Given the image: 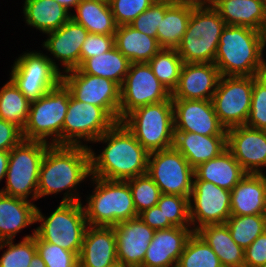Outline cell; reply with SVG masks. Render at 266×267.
I'll return each mask as SVG.
<instances>
[{
  "label": "cell",
  "instance_id": "6da1fadb",
  "mask_svg": "<svg viewBox=\"0 0 266 267\" xmlns=\"http://www.w3.org/2000/svg\"><path fill=\"white\" fill-rule=\"evenodd\" d=\"M94 142L107 146L98 156L89 147L91 176L127 181L147 173L149 152L122 122H116Z\"/></svg>",
  "mask_w": 266,
  "mask_h": 267
},
{
  "label": "cell",
  "instance_id": "7a4b0ae2",
  "mask_svg": "<svg viewBox=\"0 0 266 267\" xmlns=\"http://www.w3.org/2000/svg\"><path fill=\"white\" fill-rule=\"evenodd\" d=\"M87 177H91L87 145H50L39 169L38 199L67 190L61 202H81L79 193L72 192L77 191L75 187Z\"/></svg>",
  "mask_w": 266,
  "mask_h": 267
},
{
  "label": "cell",
  "instance_id": "3957f363",
  "mask_svg": "<svg viewBox=\"0 0 266 267\" xmlns=\"http://www.w3.org/2000/svg\"><path fill=\"white\" fill-rule=\"evenodd\" d=\"M260 31L226 25L219 38L214 64L221 76H258L266 73Z\"/></svg>",
  "mask_w": 266,
  "mask_h": 267
},
{
  "label": "cell",
  "instance_id": "277c9868",
  "mask_svg": "<svg viewBox=\"0 0 266 267\" xmlns=\"http://www.w3.org/2000/svg\"><path fill=\"white\" fill-rule=\"evenodd\" d=\"M91 179L96 187L83 206L88 225L113 227L138 216L127 181Z\"/></svg>",
  "mask_w": 266,
  "mask_h": 267
},
{
  "label": "cell",
  "instance_id": "5b68a950",
  "mask_svg": "<svg viewBox=\"0 0 266 267\" xmlns=\"http://www.w3.org/2000/svg\"><path fill=\"white\" fill-rule=\"evenodd\" d=\"M226 23L213 6H194L187 30L176 48L184 63H214Z\"/></svg>",
  "mask_w": 266,
  "mask_h": 267
},
{
  "label": "cell",
  "instance_id": "8992f818",
  "mask_svg": "<svg viewBox=\"0 0 266 267\" xmlns=\"http://www.w3.org/2000/svg\"><path fill=\"white\" fill-rule=\"evenodd\" d=\"M70 90L61 81L56 87L30 103L26 125L22 131L25 140L62 145V127L69 106ZM51 137L49 142L47 138Z\"/></svg>",
  "mask_w": 266,
  "mask_h": 267
},
{
  "label": "cell",
  "instance_id": "52a82bcc",
  "mask_svg": "<svg viewBox=\"0 0 266 267\" xmlns=\"http://www.w3.org/2000/svg\"><path fill=\"white\" fill-rule=\"evenodd\" d=\"M121 122L149 153L173 147L172 100L138 107L128 113Z\"/></svg>",
  "mask_w": 266,
  "mask_h": 267
},
{
  "label": "cell",
  "instance_id": "ba28073f",
  "mask_svg": "<svg viewBox=\"0 0 266 267\" xmlns=\"http://www.w3.org/2000/svg\"><path fill=\"white\" fill-rule=\"evenodd\" d=\"M49 146L45 142L23 139L13 147L9 151L6 188L0 189V192L25 200L30 195L31 202L37 200L39 169Z\"/></svg>",
  "mask_w": 266,
  "mask_h": 267
},
{
  "label": "cell",
  "instance_id": "9c48e42d",
  "mask_svg": "<svg viewBox=\"0 0 266 267\" xmlns=\"http://www.w3.org/2000/svg\"><path fill=\"white\" fill-rule=\"evenodd\" d=\"M36 222H40V226L35 234L41 240L79 255L88 226L81 202H61L48 217L37 207Z\"/></svg>",
  "mask_w": 266,
  "mask_h": 267
},
{
  "label": "cell",
  "instance_id": "30bf717a",
  "mask_svg": "<svg viewBox=\"0 0 266 267\" xmlns=\"http://www.w3.org/2000/svg\"><path fill=\"white\" fill-rule=\"evenodd\" d=\"M62 73L54 59L33 51L16 59L10 80L32 102L56 87L62 81Z\"/></svg>",
  "mask_w": 266,
  "mask_h": 267
},
{
  "label": "cell",
  "instance_id": "8fae6325",
  "mask_svg": "<svg viewBox=\"0 0 266 267\" xmlns=\"http://www.w3.org/2000/svg\"><path fill=\"white\" fill-rule=\"evenodd\" d=\"M252 89L253 76H221L212 103L226 130L246 124L250 114Z\"/></svg>",
  "mask_w": 266,
  "mask_h": 267
},
{
  "label": "cell",
  "instance_id": "7c38bea8",
  "mask_svg": "<svg viewBox=\"0 0 266 267\" xmlns=\"http://www.w3.org/2000/svg\"><path fill=\"white\" fill-rule=\"evenodd\" d=\"M115 123L102 107L77 101L70 95L62 127V145L84 146L81 139L94 142Z\"/></svg>",
  "mask_w": 266,
  "mask_h": 267
},
{
  "label": "cell",
  "instance_id": "4fadbf2b",
  "mask_svg": "<svg viewBox=\"0 0 266 267\" xmlns=\"http://www.w3.org/2000/svg\"><path fill=\"white\" fill-rule=\"evenodd\" d=\"M147 173L162 194L190 198L195 176L194 168L174 147L150 152Z\"/></svg>",
  "mask_w": 266,
  "mask_h": 267
},
{
  "label": "cell",
  "instance_id": "5bb4252c",
  "mask_svg": "<svg viewBox=\"0 0 266 267\" xmlns=\"http://www.w3.org/2000/svg\"><path fill=\"white\" fill-rule=\"evenodd\" d=\"M172 100V94L154 75L148 63H131L120 87L119 122L134 109Z\"/></svg>",
  "mask_w": 266,
  "mask_h": 267
},
{
  "label": "cell",
  "instance_id": "9a60e30c",
  "mask_svg": "<svg viewBox=\"0 0 266 267\" xmlns=\"http://www.w3.org/2000/svg\"><path fill=\"white\" fill-rule=\"evenodd\" d=\"M62 73V82L77 101L102 107L119 122L120 86L110 79L82 73L78 68Z\"/></svg>",
  "mask_w": 266,
  "mask_h": 267
},
{
  "label": "cell",
  "instance_id": "2e32d148",
  "mask_svg": "<svg viewBox=\"0 0 266 267\" xmlns=\"http://www.w3.org/2000/svg\"><path fill=\"white\" fill-rule=\"evenodd\" d=\"M230 198L229 190L212 182L193 180L189 198L190 222L193 231L196 232L205 225L225 223L231 216Z\"/></svg>",
  "mask_w": 266,
  "mask_h": 267
},
{
  "label": "cell",
  "instance_id": "e0dca14e",
  "mask_svg": "<svg viewBox=\"0 0 266 267\" xmlns=\"http://www.w3.org/2000/svg\"><path fill=\"white\" fill-rule=\"evenodd\" d=\"M174 131L206 136L227 135L217 117L212 100L172 99Z\"/></svg>",
  "mask_w": 266,
  "mask_h": 267
},
{
  "label": "cell",
  "instance_id": "ac0fdd59",
  "mask_svg": "<svg viewBox=\"0 0 266 267\" xmlns=\"http://www.w3.org/2000/svg\"><path fill=\"white\" fill-rule=\"evenodd\" d=\"M227 150L246 173H263L266 166V131L246 125L227 129Z\"/></svg>",
  "mask_w": 266,
  "mask_h": 267
},
{
  "label": "cell",
  "instance_id": "d6986e66",
  "mask_svg": "<svg viewBox=\"0 0 266 267\" xmlns=\"http://www.w3.org/2000/svg\"><path fill=\"white\" fill-rule=\"evenodd\" d=\"M116 236L117 259L130 267H141L155 230L140 217L113 226Z\"/></svg>",
  "mask_w": 266,
  "mask_h": 267
},
{
  "label": "cell",
  "instance_id": "ffe728a7",
  "mask_svg": "<svg viewBox=\"0 0 266 267\" xmlns=\"http://www.w3.org/2000/svg\"><path fill=\"white\" fill-rule=\"evenodd\" d=\"M220 78L214 63H184L172 99L212 100Z\"/></svg>",
  "mask_w": 266,
  "mask_h": 267
},
{
  "label": "cell",
  "instance_id": "44dd1931",
  "mask_svg": "<svg viewBox=\"0 0 266 267\" xmlns=\"http://www.w3.org/2000/svg\"><path fill=\"white\" fill-rule=\"evenodd\" d=\"M193 232L192 227L176 226L155 230L141 267H176Z\"/></svg>",
  "mask_w": 266,
  "mask_h": 267
},
{
  "label": "cell",
  "instance_id": "7402d4cb",
  "mask_svg": "<svg viewBox=\"0 0 266 267\" xmlns=\"http://www.w3.org/2000/svg\"><path fill=\"white\" fill-rule=\"evenodd\" d=\"M48 38L43 42L55 59L60 61L64 72L80 66V51L89 32L70 18L59 29L46 33Z\"/></svg>",
  "mask_w": 266,
  "mask_h": 267
},
{
  "label": "cell",
  "instance_id": "603a6c76",
  "mask_svg": "<svg viewBox=\"0 0 266 267\" xmlns=\"http://www.w3.org/2000/svg\"><path fill=\"white\" fill-rule=\"evenodd\" d=\"M117 260L113 227L88 225L78 255L79 267H107Z\"/></svg>",
  "mask_w": 266,
  "mask_h": 267
},
{
  "label": "cell",
  "instance_id": "cb8c5ba5",
  "mask_svg": "<svg viewBox=\"0 0 266 267\" xmlns=\"http://www.w3.org/2000/svg\"><path fill=\"white\" fill-rule=\"evenodd\" d=\"M227 135L206 136L202 134L174 131L173 147L196 168L199 164L207 162L227 149Z\"/></svg>",
  "mask_w": 266,
  "mask_h": 267
},
{
  "label": "cell",
  "instance_id": "d4e9b609",
  "mask_svg": "<svg viewBox=\"0 0 266 267\" xmlns=\"http://www.w3.org/2000/svg\"><path fill=\"white\" fill-rule=\"evenodd\" d=\"M231 215L266 214V175L246 173L231 190Z\"/></svg>",
  "mask_w": 266,
  "mask_h": 267
},
{
  "label": "cell",
  "instance_id": "484cf974",
  "mask_svg": "<svg viewBox=\"0 0 266 267\" xmlns=\"http://www.w3.org/2000/svg\"><path fill=\"white\" fill-rule=\"evenodd\" d=\"M36 210L30 200L0 192V242L13 240L20 230L36 223Z\"/></svg>",
  "mask_w": 266,
  "mask_h": 267
},
{
  "label": "cell",
  "instance_id": "4316f807",
  "mask_svg": "<svg viewBox=\"0 0 266 267\" xmlns=\"http://www.w3.org/2000/svg\"><path fill=\"white\" fill-rule=\"evenodd\" d=\"M245 174L241 165L227 149L219 156L194 168V180L212 182L229 191L239 183Z\"/></svg>",
  "mask_w": 266,
  "mask_h": 267
},
{
  "label": "cell",
  "instance_id": "83f0119b",
  "mask_svg": "<svg viewBox=\"0 0 266 267\" xmlns=\"http://www.w3.org/2000/svg\"><path fill=\"white\" fill-rule=\"evenodd\" d=\"M213 7L226 25L244 26L260 31L265 20L264 0H217Z\"/></svg>",
  "mask_w": 266,
  "mask_h": 267
},
{
  "label": "cell",
  "instance_id": "f1b7e54d",
  "mask_svg": "<svg viewBox=\"0 0 266 267\" xmlns=\"http://www.w3.org/2000/svg\"><path fill=\"white\" fill-rule=\"evenodd\" d=\"M114 45L131 63H148L161 49L157 38L139 32L130 24L117 26Z\"/></svg>",
  "mask_w": 266,
  "mask_h": 267
},
{
  "label": "cell",
  "instance_id": "f546056e",
  "mask_svg": "<svg viewBox=\"0 0 266 267\" xmlns=\"http://www.w3.org/2000/svg\"><path fill=\"white\" fill-rule=\"evenodd\" d=\"M196 232L216 253L223 267H244V249L232 239L226 223L205 225Z\"/></svg>",
  "mask_w": 266,
  "mask_h": 267
},
{
  "label": "cell",
  "instance_id": "4dcf8cb0",
  "mask_svg": "<svg viewBox=\"0 0 266 267\" xmlns=\"http://www.w3.org/2000/svg\"><path fill=\"white\" fill-rule=\"evenodd\" d=\"M23 7L26 24L44 34L59 29L71 18V12L53 0H25Z\"/></svg>",
  "mask_w": 266,
  "mask_h": 267
},
{
  "label": "cell",
  "instance_id": "1f68e13d",
  "mask_svg": "<svg viewBox=\"0 0 266 267\" xmlns=\"http://www.w3.org/2000/svg\"><path fill=\"white\" fill-rule=\"evenodd\" d=\"M71 13V18L82 25L89 33L114 35L117 25L114 21L109 2L81 0Z\"/></svg>",
  "mask_w": 266,
  "mask_h": 267
},
{
  "label": "cell",
  "instance_id": "d6a6232c",
  "mask_svg": "<svg viewBox=\"0 0 266 267\" xmlns=\"http://www.w3.org/2000/svg\"><path fill=\"white\" fill-rule=\"evenodd\" d=\"M193 5L183 1L172 3L165 11L157 29V41L161 48L176 49L187 30Z\"/></svg>",
  "mask_w": 266,
  "mask_h": 267
},
{
  "label": "cell",
  "instance_id": "836d02e7",
  "mask_svg": "<svg viewBox=\"0 0 266 267\" xmlns=\"http://www.w3.org/2000/svg\"><path fill=\"white\" fill-rule=\"evenodd\" d=\"M131 62L114 46L108 52L86 59L78 69L85 74L112 80L120 87Z\"/></svg>",
  "mask_w": 266,
  "mask_h": 267
},
{
  "label": "cell",
  "instance_id": "e575fe53",
  "mask_svg": "<svg viewBox=\"0 0 266 267\" xmlns=\"http://www.w3.org/2000/svg\"><path fill=\"white\" fill-rule=\"evenodd\" d=\"M30 103L9 80L0 90V118L16 125L23 131L28 119Z\"/></svg>",
  "mask_w": 266,
  "mask_h": 267
},
{
  "label": "cell",
  "instance_id": "d590c367",
  "mask_svg": "<svg viewBox=\"0 0 266 267\" xmlns=\"http://www.w3.org/2000/svg\"><path fill=\"white\" fill-rule=\"evenodd\" d=\"M157 79L172 92L177 88L184 62L176 49L161 48L148 62Z\"/></svg>",
  "mask_w": 266,
  "mask_h": 267
},
{
  "label": "cell",
  "instance_id": "8d00e7d4",
  "mask_svg": "<svg viewBox=\"0 0 266 267\" xmlns=\"http://www.w3.org/2000/svg\"><path fill=\"white\" fill-rule=\"evenodd\" d=\"M225 223L232 239L245 250L266 231V214L231 215Z\"/></svg>",
  "mask_w": 266,
  "mask_h": 267
},
{
  "label": "cell",
  "instance_id": "74e56055",
  "mask_svg": "<svg viewBox=\"0 0 266 267\" xmlns=\"http://www.w3.org/2000/svg\"><path fill=\"white\" fill-rule=\"evenodd\" d=\"M176 267H223L216 253L197 233L189 237Z\"/></svg>",
  "mask_w": 266,
  "mask_h": 267
},
{
  "label": "cell",
  "instance_id": "f35d334b",
  "mask_svg": "<svg viewBox=\"0 0 266 267\" xmlns=\"http://www.w3.org/2000/svg\"><path fill=\"white\" fill-rule=\"evenodd\" d=\"M13 242V240L0 242V250L8 247L0 257V267H29L33 256L37 253L35 230L19 243Z\"/></svg>",
  "mask_w": 266,
  "mask_h": 267
},
{
  "label": "cell",
  "instance_id": "ab89813d",
  "mask_svg": "<svg viewBox=\"0 0 266 267\" xmlns=\"http://www.w3.org/2000/svg\"><path fill=\"white\" fill-rule=\"evenodd\" d=\"M137 214L157 205L161 196L160 188L148 173L127 180Z\"/></svg>",
  "mask_w": 266,
  "mask_h": 267
},
{
  "label": "cell",
  "instance_id": "60d3db41",
  "mask_svg": "<svg viewBox=\"0 0 266 267\" xmlns=\"http://www.w3.org/2000/svg\"><path fill=\"white\" fill-rule=\"evenodd\" d=\"M189 203L188 197L161 194L157 206L164 215V221L176 227H191Z\"/></svg>",
  "mask_w": 266,
  "mask_h": 267
},
{
  "label": "cell",
  "instance_id": "b9f144b4",
  "mask_svg": "<svg viewBox=\"0 0 266 267\" xmlns=\"http://www.w3.org/2000/svg\"><path fill=\"white\" fill-rule=\"evenodd\" d=\"M245 125L266 131V73L253 76L250 114Z\"/></svg>",
  "mask_w": 266,
  "mask_h": 267
},
{
  "label": "cell",
  "instance_id": "7bdbcfd3",
  "mask_svg": "<svg viewBox=\"0 0 266 267\" xmlns=\"http://www.w3.org/2000/svg\"><path fill=\"white\" fill-rule=\"evenodd\" d=\"M37 253L45 262L46 267H79L78 256L64 248L41 240L35 234Z\"/></svg>",
  "mask_w": 266,
  "mask_h": 267
},
{
  "label": "cell",
  "instance_id": "ee69618b",
  "mask_svg": "<svg viewBox=\"0 0 266 267\" xmlns=\"http://www.w3.org/2000/svg\"><path fill=\"white\" fill-rule=\"evenodd\" d=\"M153 3L152 0H109V5L117 26L131 24Z\"/></svg>",
  "mask_w": 266,
  "mask_h": 267
},
{
  "label": "cell",
  "instance_id": "f6af8a7d",
  "mask_svg": "<svg viewBox=\"0 0 266 267\" xmlns=\"http://www.w3.org/2000/svg\"><path fill=\"white\" fill-rule=\"evenodd\" d=\"M172 3L154 2L142 12L130 25L145 35L157 38V29L165 16V11Z\"/></svg>",
  "mask_w": 266,
  "mask_h": 267
},
{
  "label": "cell",
  "instance_id": "bcb514c9",
  "mask_svg": "<svg viewBox=\"0 0 266 267\" xmlns=\"http://www.w3.org/2000/svg\"><path fill=\"white\" fill-rule=\"evenodd\" d=\"M114 46V35L89 33L80 51V65L86 59L108 52Z\"/></svg>",
  "mask_w": 266,
  "mask_h": 267
},
{
  "label": "cell",
  "instance_id": "7dc6e473",
  "mask_svg": "<svg viewBox=\"0 0 266 267\" xmlns=\"http://www.w3.org/2000/svg\"><path fill=\"white\" fill-rule=\"evenodd\" d=\"M266 265V231L244 250V267Z\"/></svg>",
  "mask_w": 266,
  "mask_h": 267
},
{
  "label": "cell",
  "instance_id": "c3c4849f",
  "mask_svg": "<svg viewBox=\"0 0 266 267\" xmlns=\"http://www.w3.org/2000/svg\"><path fill=\"white\" fill-rule=\"evenodd\" d=\"M22 130L0 118V150L10 151L23 140Z\"/></svg>",
  "mask_w": 266,
  "mask_h": 267
},
{
  "label": "cell",
  "instance_id": "681fc988",
  "mask_svg": "<svg viewBox=\"0 0 266 267\" xmlns=\"http://www.w3.org/2000/svg\"><path fill=\"white\" fill-rule=\"evenodd\" d=\"M138 217L154 230H162L173 227L169 221H164L161 209L155 205L138 214Z\"/></svg>",
  "mask_w": 266,
  "mask_h": 267
},
{
  "label": "cell",
  "instance_id": "f907efd6",
  "mask_svg": "<svg viewBox=\"0 0 266 267\" xmlns=\"http://www.w3.org/2000/svg\"><path fill=\"white\" fill-rule=\"evenodd\" d=\"M9 163V151L0 150V181L5 178Z\"/></svg>",
  "mask_w": 266,
  "mask_h": 267
},
{
  "label": "cell",
  "instance_id": "816d5d0a",
  "mask_svg": "<svg viewBox=\"0 0 266 267\" xmlns=\"http://www.w3.org/2000/svg\"><path fill=\"white\" fill-rule=\"evenodd\" d=\"M193 6H213L217 0H180Z\"/></svg>",
  "mask_w": 266,
  "mask_h": 267
},
{
  "label": "cell",
  "instance_id": "f5cc1de1",
  "mask_svg": "<svg viewBox=\"0 0 266 267\" xmlns=\"http://www.w3.org/2000/svg\"><path fill=\"white\" fill-rule=\"evenodd\" d=\"M63 6L68 12H70V8L74 9L77 7V5L80 3L81 0H53Z\"/></svg>",
  "mask_w": 266,
  "mask_h": 267
},
{
  "label": "cell",
  "instance_id": "db71d44e",
  "mask_svg": "<svg viewBox=\"0 0 266 267\" xmlns=\"http://www.w3.org/2000/svg\"><path fill=\"white\" fill-rule=\"evenodd\" d=\"M29 267H46L45 262L42 260V258L39 256L38 253H36L29 265Z\"/></svg>",
  "mask_w": 266,
  "mask_h": 267
},
{
  "label": "cell",
  "instance_id": "11a10c76",
  "mask_svg": "<svg viewBox=\"0 0 266 267\" xmlns=\"http://www.w3.org/2000/svg\"><path fill=\"white\" fill-rule=\"evenodd\" d=\"M260 33L263 39L264 46H266V12H265V20L260 30Z\"/></svg>",
  "mask_w": 266,
  "mask_h": 267
},
{
  "label": "cell",
  "instance_id": "9f6ffc18",
  "mask_svg": "<svg viewBox=\"0 0 266 267\" xmlns=\"http://www.w3.org/2000/svg\"><path fill=\"white\" fill-rule=\"evenodd\" d=\"M107 267H130V266L126 265L121 260L117 259L116 261H114L110 265H108Z\"/></svg>",
  "mask_w": 266,
  "mask_h": 267
},
{
  "label": "cell",
  "instance_id": "6f0895ef",
  "mask_svg": "<svg viewBox=\"0 0 266 267\" xmlns=\"http://www.w3.org/2000/svg\"><path fill=\"white\" fill-rule=\"evenodd\" d=\"M153 2H165V3H175L180 0H152Z\"/></svg>",
  "mask_w": 266,
  "mask_h": 267
},
{
  "label": "cell",
  "instance_id": "680465c9",
  "mask_svg": "<svg viewBox=\"0 0 266 267\" xmlns=\"http://www.w3.org/2000/svg\"><path fill=\"white\" fill-rule=\"evenodd\" d=\"M95 1L109 2V0H95Z\"/></svg>",
  "mask_w": 266,
  "mask_h": 267
}]
</instances>
